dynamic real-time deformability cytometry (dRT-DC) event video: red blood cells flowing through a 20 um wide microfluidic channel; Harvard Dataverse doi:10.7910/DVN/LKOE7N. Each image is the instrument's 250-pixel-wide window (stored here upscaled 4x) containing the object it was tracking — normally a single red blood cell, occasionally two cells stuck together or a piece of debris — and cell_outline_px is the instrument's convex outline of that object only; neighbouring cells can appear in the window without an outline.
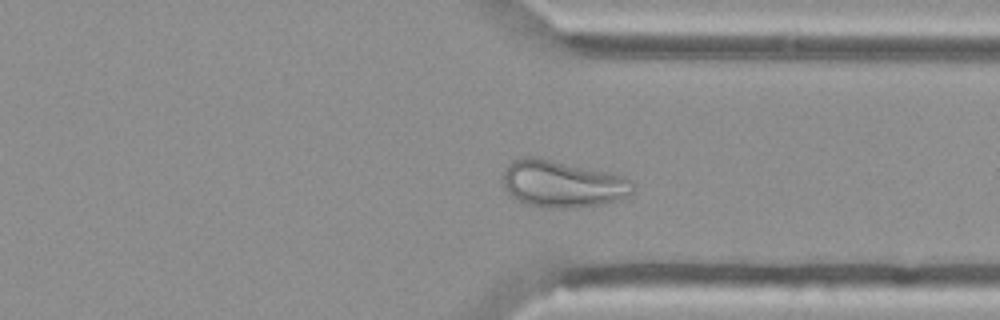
{"species": "Egyptian fruit bat (a non-hibernating species)", "species_latin": "Rousettus aegyptiacus", "temperature_condition": "cold", "stored_images_in_passage": 45, "camera_frame_rate_fps": 3000, "um_per_image_px": 0.085, "animal": {"sex": "female"}, "frame": {"image": 1, "passage_image": 32, "time_ms": 10.333, "image_size_px": [1000, 320], "cell_outline_px": [[632, 192], [620, 200], [600, 204], [576, 208], [544, 208], [528, 204], [508, 196], [504, 188], [504, 168], [512, 160], [520, 156], [540, 156], [608, 172], [624, 176], [632, 180]], "centroid_in_image_um": [47.76, 15.61], "position_along_channel_um": 363.6, "area_um2": 36.13}}